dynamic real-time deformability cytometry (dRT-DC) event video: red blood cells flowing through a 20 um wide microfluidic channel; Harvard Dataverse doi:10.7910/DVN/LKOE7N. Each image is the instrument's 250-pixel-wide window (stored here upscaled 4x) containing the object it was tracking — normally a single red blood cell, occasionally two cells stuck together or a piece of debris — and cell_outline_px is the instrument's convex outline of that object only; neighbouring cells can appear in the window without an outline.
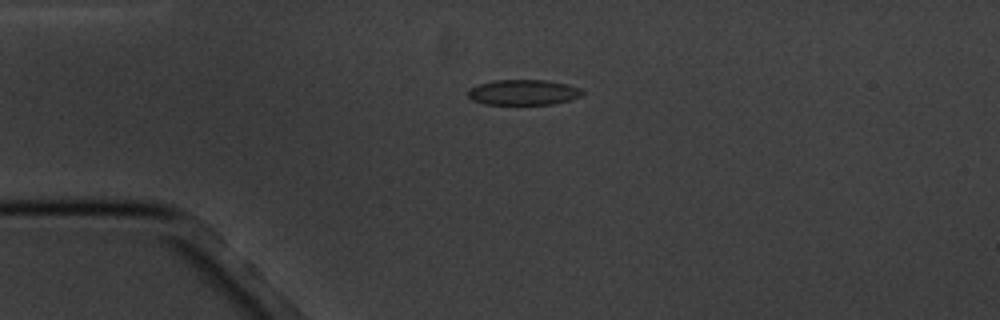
{"species": "common noctule bat (a hibernating species)", "species_latin": "Nyctalus noctula", "temperature_condition": "cold", "stored_images_in_passage": 5, "camera_frame_rate_fps": 3000, "um_per_image_px": 0.085, "animal": {"sex": "male", "body_mass_g": 20.1, "forearm_length_mm": 53.5}, "frame": {"image": 1, "passage_image": 4, "time_ms": 3.333, "image_size_px": [1000, 320], "cell_outline_px": [[584, 92], [580, 96], [568, 100], [552, 104], [484, 104], [472, 100], [468, 96], [468, 92], [472, 88], [480, 84], [496, 80], [548, 80], [568, 84], [580, 88]], "centroid_in_image_um": [44.51, 7.84], "position_along_channel_um": 40.5, "area_um2": 16.76}}